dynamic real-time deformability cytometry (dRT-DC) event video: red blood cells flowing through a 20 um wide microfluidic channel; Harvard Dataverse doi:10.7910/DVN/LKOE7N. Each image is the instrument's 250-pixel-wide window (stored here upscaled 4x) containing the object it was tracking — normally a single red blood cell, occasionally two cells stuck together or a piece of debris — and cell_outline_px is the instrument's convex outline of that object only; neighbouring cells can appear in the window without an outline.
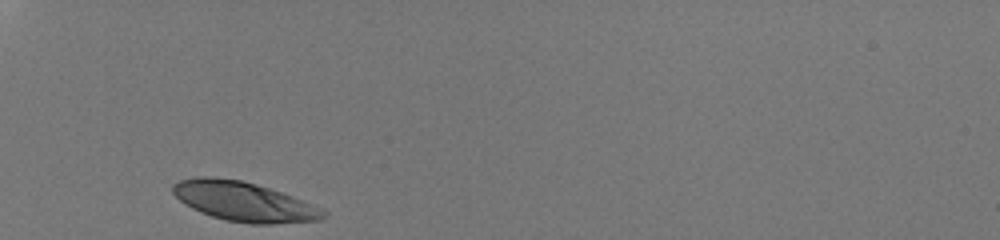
{"species": "human", "species_latin": "Homo sapiens", "temperature_condition": "room temperature", "stored_images_in_passage": 28, "camera_frame_rate_fps": 3000, "um_per_image_px": 0.085, "donor": {"sex": "male"}, "frame": {"image": 1, "passage_image": 1, "time_ms": 0.0, "image_size_px": [1000, 240], "cell_outline_px": [[328, 216], [320, 220], [272, 224], [252, 224], [224, 220], [200, 212], [184, 204], [172, 192], [172, 184], [180, 180], [196, 176], [212, 176], [244, 180], [292, 196], [324, 212]], "centroid_in_image_um": [20.64, 17.12], "position_along_channel_um": 64.4, "area_um2": 34.39}}
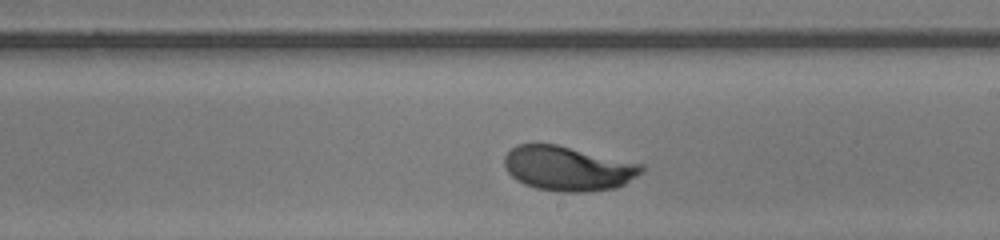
{"frame": {"image": 2, "passage_image": 16, "time_ms": 5.0, "image_size_px": [1000, 240], "cell_outline_px": [[644, 172], [624, 184], [616, 188], [588, 192], [564, 192], [536, 188], [524, 184], [516, 180], [504, 168], [504, 156], [516, 144], [556, 144], [644, 164]], "centroid_in_image_um": [48.29, 14.32], "position_along_channel_um": 240.7, "area_um2": 35.84}}
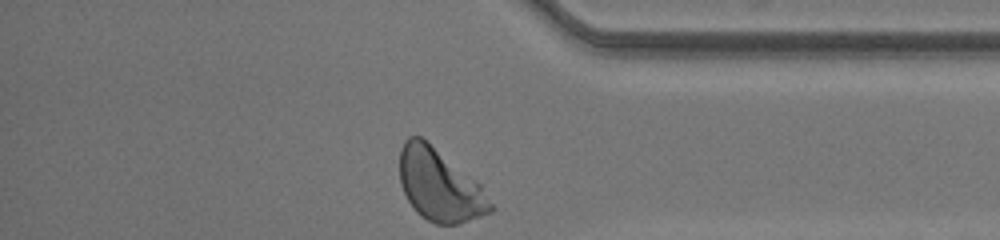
{"frame": {"image": 3, "passage_image": 28, "time_ms": 9.0, "image_size_px": [1000, 240], "cell_outline_px": [[496, 208], [492, 212], [460, 224], [436, 224], [420, 216], [416, 212], [408, 200], [400, 184], [400, 148], [404, 140], [408, 136], [420, 136], [476, 180], [480, 184]], "centroid_in_image_um": [37.37, 15.76], "position_along_channel_um": 397.8, "area_um2": 38.15}, "authors_computed_cell_mechanics": {"area_um2": 35.3447, "velocity_mm_per_s": 4.0248, "shape_relaxation_time_tau1_ms": 2.5976, "shape_relaxation_time_tau2_ms": null, "deformation_change_tau1": 0.1639, "deformation_change_tau2": null}}